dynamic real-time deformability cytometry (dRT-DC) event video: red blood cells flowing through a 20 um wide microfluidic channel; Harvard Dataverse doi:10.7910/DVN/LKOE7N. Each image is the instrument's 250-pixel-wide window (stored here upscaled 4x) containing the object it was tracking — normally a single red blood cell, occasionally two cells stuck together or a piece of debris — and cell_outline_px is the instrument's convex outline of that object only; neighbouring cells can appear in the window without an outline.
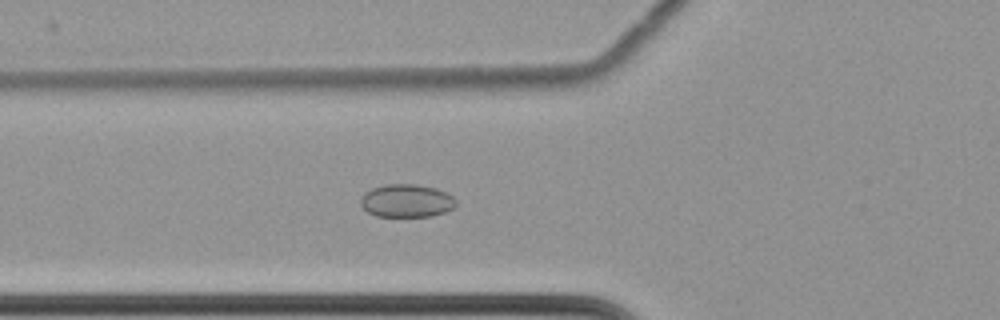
{"species": "common noctule bat (a hibernating species)", "species_latin": "Nyctalus noctula", "temperature_condition": "cold", "stored_images_in_passage": 61, "camera_frame_rate_fps": 3000, "um_per_image_px": 0.085, "animal": {"sex": "female", "body_mass_g": 22.7, "forearm_length_mm": 54.2}, "frame": {"image": 1, "passage_image": 24, "time_ms": 7.667, "image_size_px": [1000, 320], "cell_outline_px": [[456, 204], [452, 208], [444, 212], [432, 216], [376, 216], [368, 212], [360, 204], [360, 200], [364, 192], [372, 188], [384, 184], [416, 184], [436, 188], [452, 196], [456, 200]], "centroid_in_image_um": [34.53, 17.05], "position_along_channel_um": 91.3, "area_um2": 18.32}}
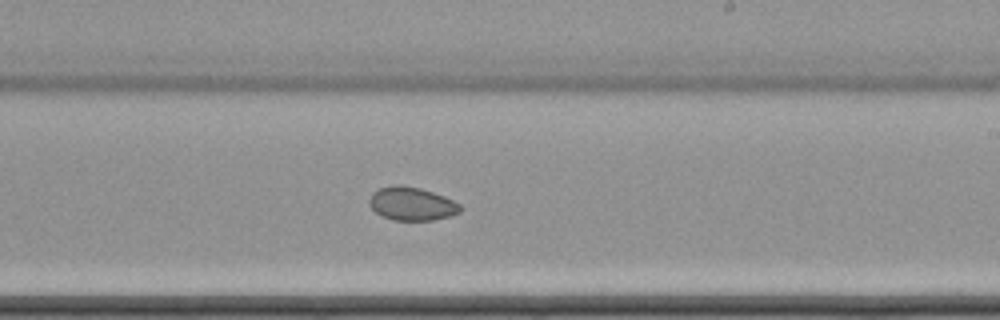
{"frame": {"image": 2, "passage_image": 38, "time_ms": 12.333, "image_size_px": [1000, 320], "cell_outline_px": [[464, 208], [460, 212], [448, 216], [432, 220], [392, 220], [376, 212], [368, 204], [368, 200], [372, 192], [376, 188], [392, 184], [396, 184], [420, 188], [444, 196], [460, 204]], "centroid_in_image_um": [34.97, 17.3], "position_along_channel_um": 254.0, "area_um2": 17.8}}
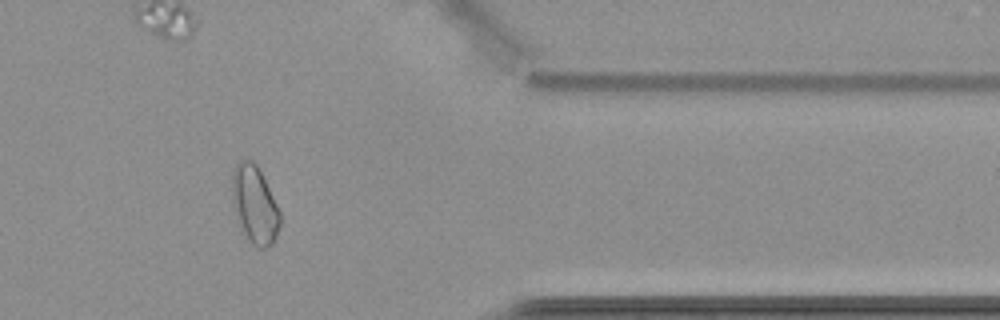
{"frame": {"image": 3, "passage_image": 51, "time_ms": 16.667, "image_size_px": [1000, 320], "cell_outline_px": [[280, 224], [276, 236], [272, 244], [268, 248], [256, 248], [240, 232], [236, 220], [232, 196], [232, 168], [240, 160], [252, 160], [256, 164], [280, 212]], "centroid_in_image_um": [21.61, 17.45], "position_along_channel_um": 389.8, "area_um2": 21.85}, "authors_computed_cell_mechanics": {"area_um2": 20.8658, "velocity_mm_per_s": 3.4897, "shape_relaxation_time_tau1_ms": null, "shape_relaxation_time_tau2_ms": 7.1812, "deformation_change_tau1": null, "deformation_change_tau2": 0.0574}}